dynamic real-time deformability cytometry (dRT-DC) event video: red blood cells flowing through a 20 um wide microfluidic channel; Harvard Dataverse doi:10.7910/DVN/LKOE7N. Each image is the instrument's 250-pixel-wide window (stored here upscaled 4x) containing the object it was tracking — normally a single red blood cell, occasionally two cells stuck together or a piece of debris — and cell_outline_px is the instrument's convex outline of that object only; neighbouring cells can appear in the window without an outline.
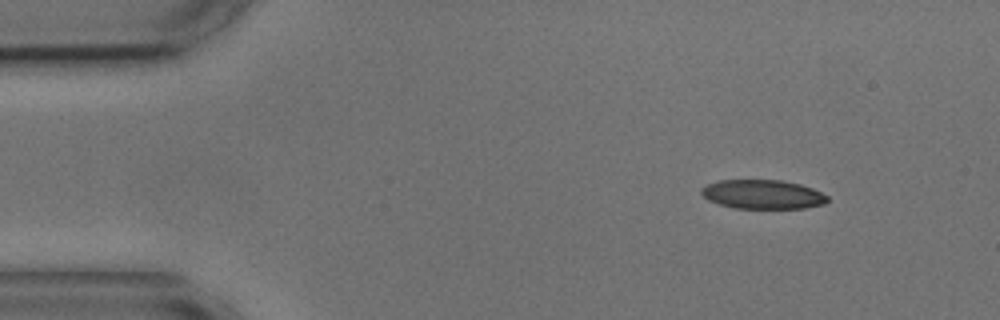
{"species": "common noctule bat (a hibernating species)", "species_latin": "Nyctalus noctula", "temperature_condition": "cold", "stored_images_in_passage": 4, "camera_frame_rate_fps": 3000, "um_per_image_px": 0.085, "animal": {"sex": "male", "body_mass_g": 17.9, "forearm_length_mm": 54.2}, "frame": {"image": 1, "passage_image": 1, "time_ms": 0.0, "image_size_px": [1000, 320], "cell_outline_px": [[828, 200], [824, 204], [804, 208], [736, 208], [720, 204], [708, 200], [700, 192], [700, 188], [708, 184], [720, 180], [780, 180], [800, 184], [812, 188], [828, 196]], "centroid_in_image_um": [64.83, 16.52], "position_along_channel_um": 20.2, "area_um2": 21.27}}
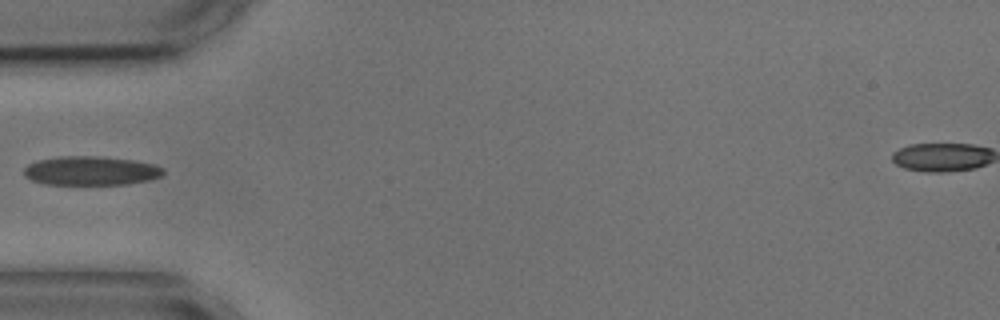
{"frame": {"image": 2, "passage_image": 4, "time_ms": 3.667, "image_size_px": [1000, 320], "cell_outline_px": [[164, 172], [160, 176], [148, 180], [128, 184], [44, 184], [32, 180], [24, 176], [24, 168], [28, 164], [40, 160], [56, 156], [100, 156], [132, 160], [156, 164], [164, 168]], "centroid_in_image_um": [7.72, 14.51], "position_along_channel_um": 77.3, "area_um2": 23.58}}